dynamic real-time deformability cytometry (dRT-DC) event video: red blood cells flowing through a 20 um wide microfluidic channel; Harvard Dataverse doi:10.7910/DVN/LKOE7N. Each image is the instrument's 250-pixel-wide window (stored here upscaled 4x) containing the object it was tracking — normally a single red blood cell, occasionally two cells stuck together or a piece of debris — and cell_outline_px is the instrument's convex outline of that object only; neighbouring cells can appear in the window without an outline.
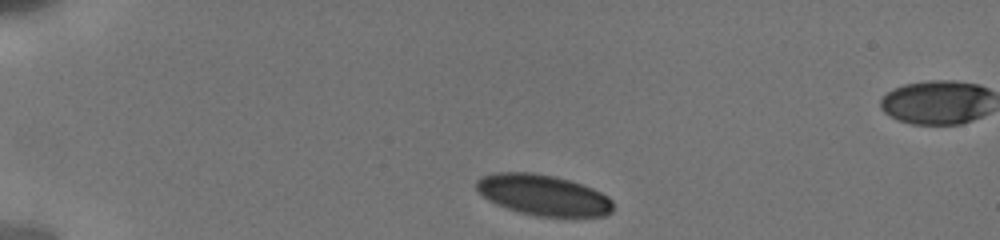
{"species": "human", "species_latin": "Homo sapiens", "temperature_condition": "cold", "stored_images_in_passage": 8, "camera_frame_rate_fps": 3000, "um_per_image_px": 0.085, "donor": {"sex": "male"}, "frame": {"image": 1, "passage_image": 1, "time_ms": 0.0, "image_size_px": [1000, 240], "cell_outline_px": [[612, 212], [604, 216], [536, 216], [520, 212], [496, 204], [488, 200], [476, 188], [476, 180], [480, 176], [496, 172], [532, 172], [552, 176], [568, 180], [592, 188], [608, 196], [612, 200]], "centroid_in_image_um": [46.15, 16.57], "position_along_channel_um": 38.8, "area_um2": 32.25}}
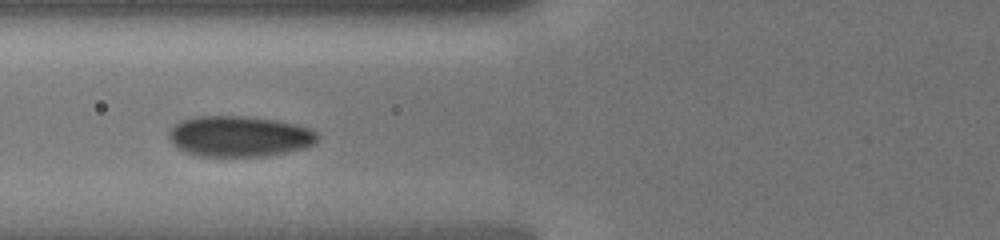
{"frame": {"image": 2, "passage_image": 5, "time_ms": 3.333, "image_size_px": [1000, 240], "cell_outline_px": [[320, 136], [312, 144], [304, 148], [288, 152], [268, 156], [200, 156], [184, 152], [176, 148], [172, 144], [168, 136], [168, 132], [180, 120], [196, 116], [252, 116], [276, 120], [296, 124], [308, 128], [316, 132]], "centroid_in_image_um": [20.32, 11.58], "position_along_channel_um": 105.5, "area_um2": 35.6}}
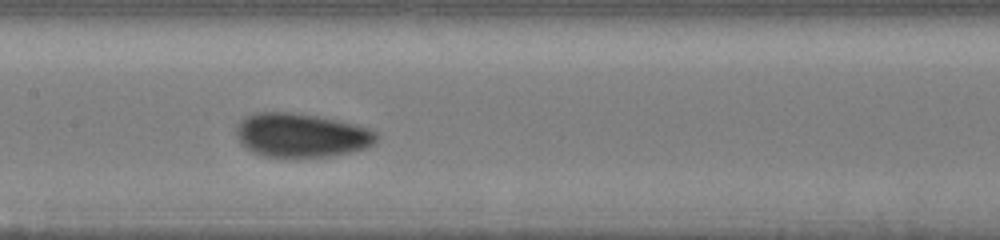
{"frame": {"image": 3, "passage_image": 7, "time_ms": 5.333, "image_size_px": [1000, 240], "cell_outline_px": [[380, 136], [368, 148], [332, 156], [264, 156], [252, 152], [240, 144], [236, 136], [236, 128], [240, 120], [244, 116], [256, 112], [292, 112], [316, 116], [336, 120], [368, 128], [376, 132]], "centroid_in_image_um": [25.58, 11.49], "position_along_channel_um": 181.8, "area_um2": 35.84}}